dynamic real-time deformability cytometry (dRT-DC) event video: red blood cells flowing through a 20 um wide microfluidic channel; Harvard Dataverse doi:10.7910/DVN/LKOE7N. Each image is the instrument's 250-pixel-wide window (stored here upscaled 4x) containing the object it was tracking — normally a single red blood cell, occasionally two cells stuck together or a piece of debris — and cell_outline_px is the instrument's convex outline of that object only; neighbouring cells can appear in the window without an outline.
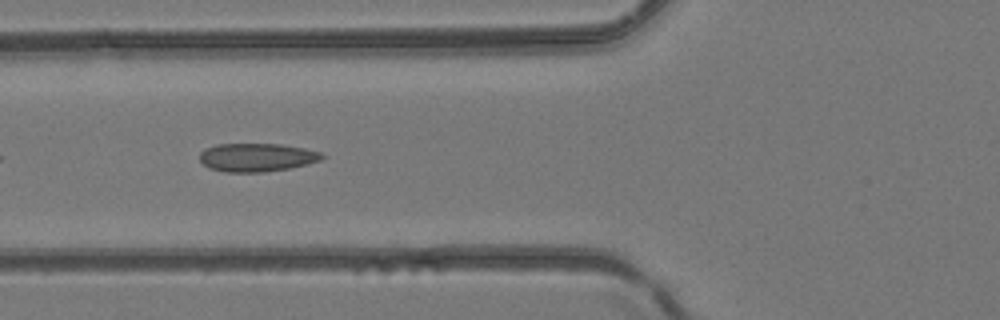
{"species": "common noctule bat (a hibernating species)", "species_latin": "Nyctalus noctula", "temperature_condition": "room temperature", "stored_images_in_passage": 32, "camera_frame_rate_fps": 3000, "um_per_image_px": 0.085, "animal": {"sex": "female", "body_mass_g": 24.6, "forearm_length_mm": 56.2}, "frame": {"image": 1, "passage_image": 6, "time_ms": 1.667, "image_size_px": [1000, 320], "cell_outline_px": [[324, 156], [320, 160], [288, 168], [264, 172], [224, 172], [208, 168], [200, 160], [200, 152], [204, 148], [216, 144], [280, 144], [304, 148], [320, 152]], "centroid_in_image_um": [21.77, 13.37], "position_along_channel_um": 104.0, "area_um2": 20.11}}
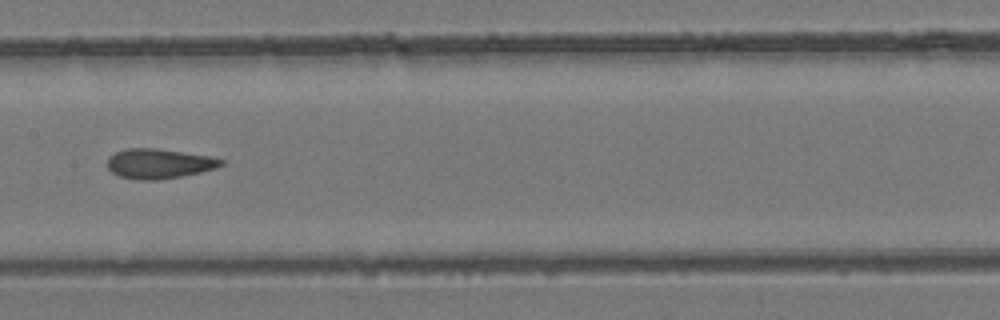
{"frame": {"image": 2, "passage_image": 12, "time_ms": 3.667, "image_size_px": [1000, 320], "cell_outline_px": [[224, 164], [216, 168], [200, 172], [180, 176], [156, 180], [140, 180], [120, 176], [112, 172], [108, 168], [108, 156], [116, 152], [128, 148], [156, 148], [208, 156], [224, 160]], "centroid_in_image_um": [13.5, 13.9], "position_along_channel_um": 193.9, "area_um2": 19.54}}
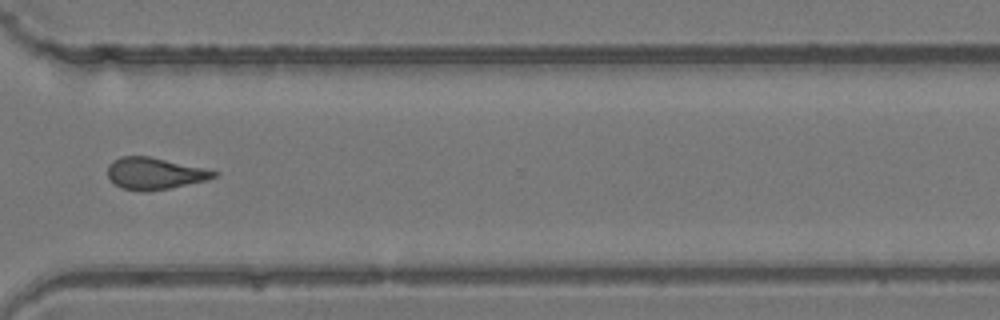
{"frame": {"image": 3, "passage_image": 23, "time_ms": 7.333, "image_size_px": [1000, 320], "cell_outline_px": [[220, 172], [216, 176], [208, 180], [172, 188], [144, 192], [140, 192], [120, 188], [108, 176], [108, 164], [112, 160], [120, 156], [148, 156], [204, 168]], "centroid_in_image_um": [13.14, 14.76], "position_along_channel_um": 357.5, "area_um2": 19.83}}